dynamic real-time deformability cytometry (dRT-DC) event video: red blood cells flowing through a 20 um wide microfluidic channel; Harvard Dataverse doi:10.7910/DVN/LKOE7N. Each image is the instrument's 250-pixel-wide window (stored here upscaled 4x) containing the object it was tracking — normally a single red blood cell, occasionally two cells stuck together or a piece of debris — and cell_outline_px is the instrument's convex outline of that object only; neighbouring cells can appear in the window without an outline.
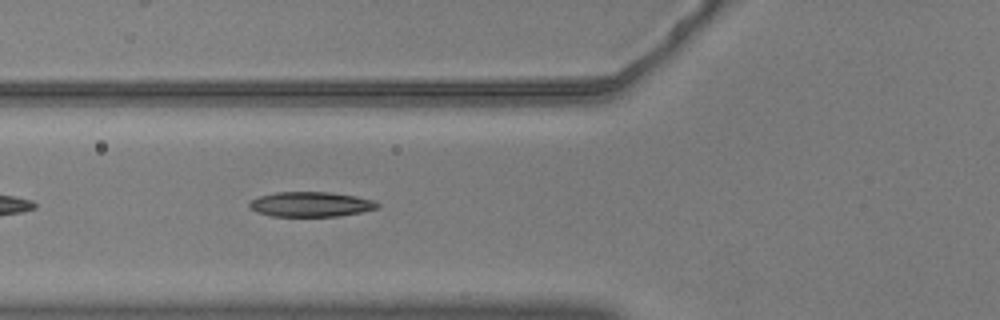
{"species": "common noctule bat (a hibernating species)", "species_latin": "Nyctalus noctula", "temperature_condition": "warm", "stored_images_in_passage": 16, "camera_frame_rate_fps": 3000, "um_per_image_px": 0.085, "animal": {"sex": "male", "body_mass_g": 20.5, "forearm_length_mm": 52.5}, "frame": {"image": 1, "passage_image": 7, "time_ms": 2.0, "image_size_px": [1000, 320], "cell_outline_px": [[380, 208], [340, 216], [272, 216], [256, 212], [248, 204], [252, 200], [260, 196], [276, 192], [328, 192], [356, 196], [372, 200], [380, 204]], "centroid_in_image_um": [26.44, 17.36], "position_along_channel_um": 99.4, "area_um2": 18.5}}
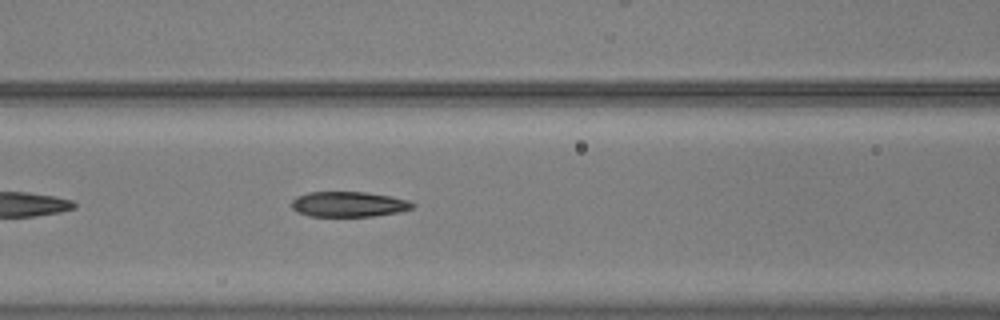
{"frame": {"image": 2, "passage_image": 10, "time_ms": 3.0, "image_size_px": [1000, 320], "cell_outline_px": [[416, 204], [412, 208], [396, 212], [372, 216], [308, 216], [292, 208], [292, 200], [296, 196], [308, 192], [368, 192], [408, 200]], "centroid_in_image_um": [29.61, 17.35], "position_along_channel_um": 137.0, "area_um2": 17.63}}